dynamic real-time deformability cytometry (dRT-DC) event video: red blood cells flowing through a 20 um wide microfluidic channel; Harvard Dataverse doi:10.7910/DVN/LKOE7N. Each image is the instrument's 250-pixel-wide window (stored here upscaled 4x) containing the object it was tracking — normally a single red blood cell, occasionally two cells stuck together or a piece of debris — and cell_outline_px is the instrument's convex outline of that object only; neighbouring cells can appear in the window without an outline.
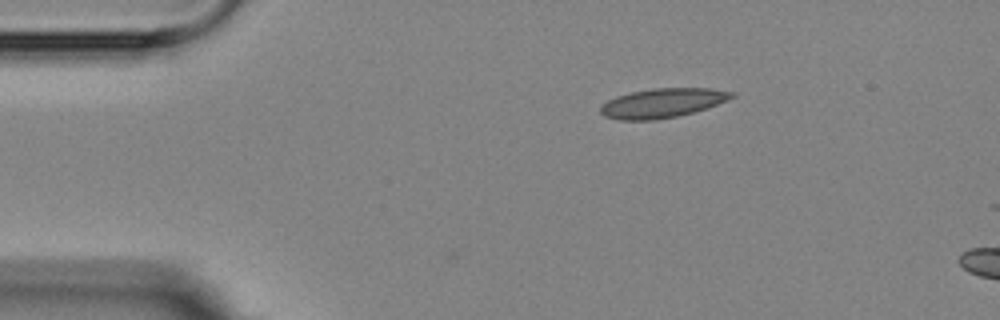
{"species": "Egyptian fruit bat (a non-hibernating species)", "species_latin": "Rousettus aegyptiacus", "temperature_condition": "room temperature", "stored_images_in_passage": 4, "camera_frame_rate_fps": 3000, "um_per_image_px": 0.085, "animal": {"sex": "female"}, "frame": {"image": 1, "passage_image": 1, "time_ms": 0.0, "image_size_px": [1000, 320], "cell_outline_px": [[736, 96], [728, 100], [692, 112], [676, 116], [656, 120], [620, 120], [604, 116], [600, 112], [600, 104], [616, 96], [632, 92], [652, 88], [712, 88], [736, 92]], "centroid_in_image_um": [56.3, 8.75], "position_along_channel_um": 28.7, "area_um2": 22.43}}